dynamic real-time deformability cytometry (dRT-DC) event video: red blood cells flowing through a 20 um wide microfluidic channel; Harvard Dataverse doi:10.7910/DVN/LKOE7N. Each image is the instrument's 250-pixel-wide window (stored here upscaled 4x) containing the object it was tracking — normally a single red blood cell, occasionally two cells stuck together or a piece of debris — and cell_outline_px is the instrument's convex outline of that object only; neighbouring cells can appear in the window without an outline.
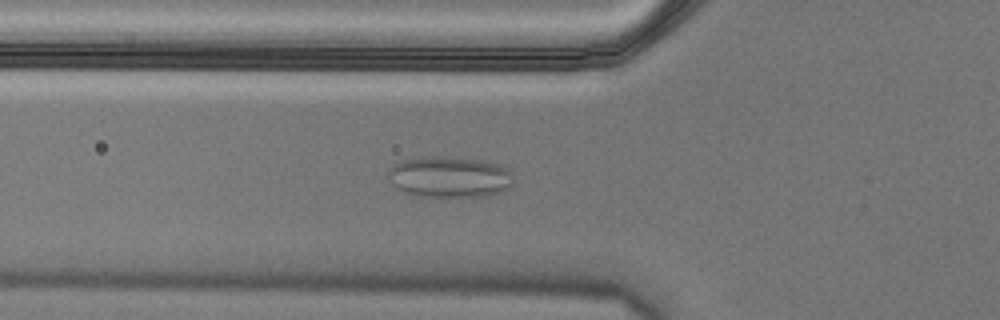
{"species": "Egyptian fruit bat (a non-hibernating species)", "species_latin": "Rousettus aegyptiacus", "temperature_condition": "cold", "stored_images_in_passage": 39, "camera_frame_rate_fps": 3000, "um_per_image_px": 0.085, "animal": {"sex": "male"}, "frame": {"image": 1, "passage_image": 3, "time_ms": 0.667, "image_size_px": [1000, 320], "cell_outline_px": [[512, 184], [508, 188], [484, 196], [416, 196], [404, 192], [396, 188], [392, 184], [388, 176], [388, 172], [392, 164], [400, 160], [424, 156], [440, 156], [484, 160], [496, 164], [504, 168], [508, 172]], "centroid_in_image_um": [38.1, 15.02], "position_along_channel_um": 87.7, "area_um2": 29.77}}
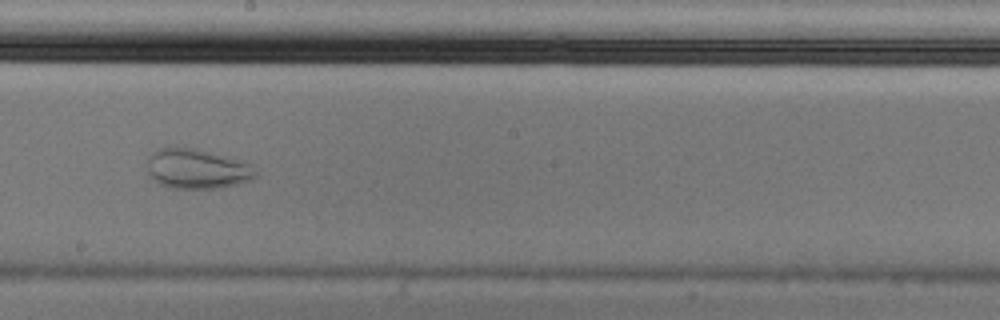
{"frame": {"image": 2, "passage_image": 15, "time_ms": 4.667, "image_size_px": [1000, 320], "cell_outline_px": [[256, 176], [248, 180], [232, 184], [212, 188], [176, 188], [164, 184], [156, 180], [148, 172], [148, 156], [156, 148], [172, 144], [196, 148], [224, 156], [248, 164], [256, 172]], "centroid_in_image_um": [16.64, 14.28], "position_along_channel_um": 231.6, "area_um2": 24.74}}
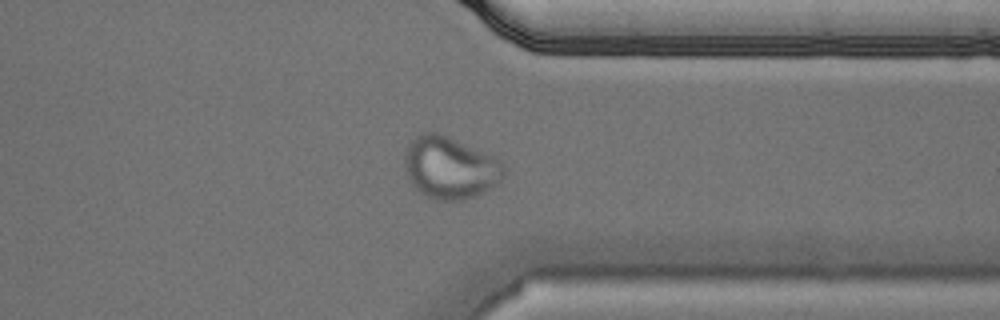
{"frame": {"image": 3, "passage_image": 27, "time_ms": 8.667, "image_size_px": [1000, 320], "cell_outline_px": [[504, 172], [500, 180], [484, 192], [464, 200], [436, 200], [424, 196], [412, 184], [404, 168], [404, 148], [416, 136], [424, 132], [436, 132], [496, 156], [504, 160]], "centroid_in_image_um": [38.24, 14.25], "position_along_channel_um": 373.2, "area_um2": 36.13}}